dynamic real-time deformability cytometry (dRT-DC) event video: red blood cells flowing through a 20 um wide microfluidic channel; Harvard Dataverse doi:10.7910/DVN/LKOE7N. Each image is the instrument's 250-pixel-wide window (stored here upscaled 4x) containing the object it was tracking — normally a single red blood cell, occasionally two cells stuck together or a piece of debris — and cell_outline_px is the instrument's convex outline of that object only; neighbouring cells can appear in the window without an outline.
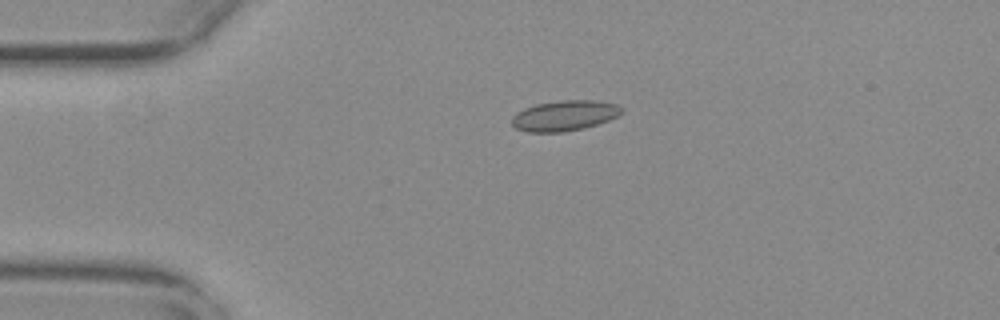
{"species": "common noctule bat (a hibernating species)", "species_latin": "Nyctalus noctula", "temperature_condition": "warm", "stored_images_in_passage": 43, "camera_frame_rate_fps": 3000, "um_per_image_px": 0.085, "animal": {"sex": "female", "body_mass_g": 29.2, "forearm_length_mm": 56.3}, "frame": {"image": 1, "passage_image": 1, "time_ms": 0.0, "image_size_px": [1000, 320], "cell_outline_px": [[624, 108], [616, 116], [608, 120], [584, 128], [564, 132], [528, 132], [516, 128], [512, 124], [512, 116], [516, 112], [524, 108], [536, 104], [560, 100], [592, 100], [616, 104]], "centroid_in_image_um": [47.94, 9.83], "position_along_channel_um": 37.1, "area_um2": 19.36}}
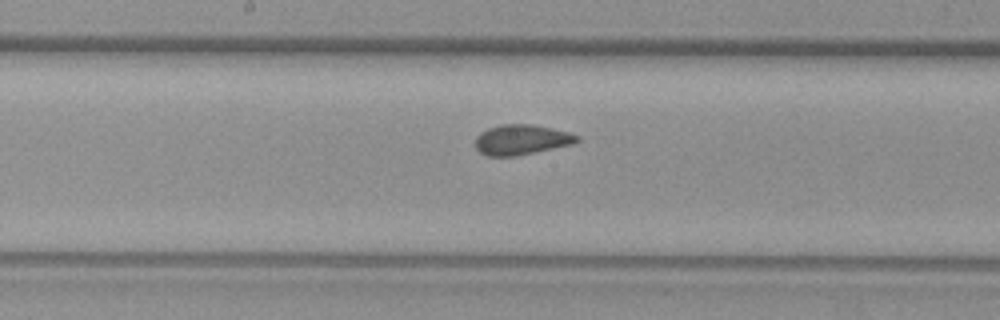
{"frame": {"image": 2, "passage_image": 17, "time_ms": 5.333, "image_size_px": [1000, 320], "cell_outline_px": [[580, 140], [572, 144], [516, 156], [488, 156], [480, 152], [476, 148], [476, 136], [480, 132], [488, 128], [500, 124], [532, 124], [552, 128], [568, 132], [580, 136]], "centroid_in_image_um": [44.32, 11.86], "position_along_channel_um": 203.9, "area_um2": 17.86}}
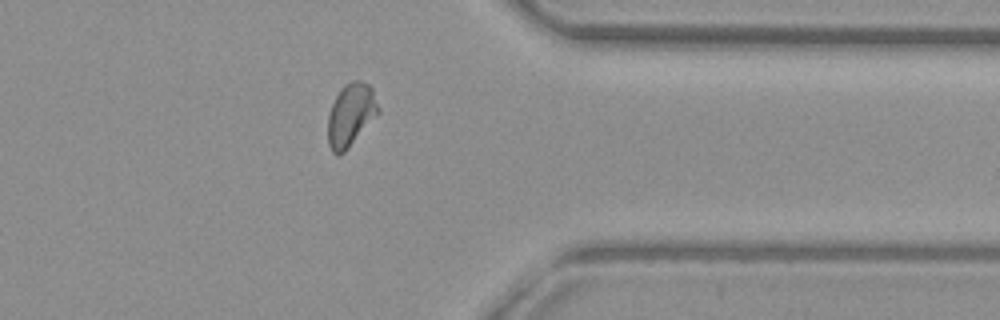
{"frame": {"image": 3, "passage_image": 32, "time_ms": 10.333, "image_size_px": [1000, 320], "cell_outline_px": [[380, 112], [348, 148], [344, 152], [336, 156], [332, 152], [328, 144], [328, 116], [332, 104], [340, 88], [344, 84], [352, 80], [360, 80], [368, 84], [372, 88], [380, 108]], "centroid_in_image_um": [29.82, 9.75], "position_along_channel_um": 381.6, "area_um2": 18.55}, "authors_computed_cell_mechanics": {"area_um2": 17.8602, "velocity_mm_per_s": 3.7743, "shape_relaxation_time_tau1_ms": null, "shape_relaxation_time_tau2_ms": 0.6784, "deformation_change_tau1": null, "deformation_change_tau2": 0.0482}}